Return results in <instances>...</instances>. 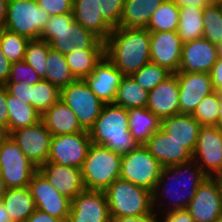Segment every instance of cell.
<instances>
[{
    "instance_id": "cell-1",
    "label": "cell",
    "mask_w": 222,
    "mask_h": 222,
    "mask_svg": "<svg viewBox=\"0 0 222 222\" xmlns=\"http://www.w3.org/2000/svg\"><path fill=\"white\" fill-rule=\"evenodd\" d=\"M206 178L207 176L193 159L178 165L162 167L160 177L152 193L153 210H158L157 213L159 214L187 209L197 188ZM164 196L172 198L168 201L170 203L165 204L164 200L162 201Z\"/></svg>"
},
{
    "instance_id": "cell-2",
    "label": "cell",
    "mask_w": 222,
    "mask_h": 222,
    "mask_svg": "<svg viewBox=\"0 0 222 222\" xmlns=\"http://www.w3.org/2000/svg\"><path fill=\"white\" fill-rule=\"evenodd\" d=\"M106 57L124 75L150 63V32L147 28H114L105 42Z\"/></svg>"
},
{
    "instance_id": "cell-3",
    "label": "cell",
    "mask_w": 222,
    "mask_h": 222,
    "mask_svg": "<svg viewBox=\"0 0 222 222\" xmlns=\"http://www.w3.org/2000/svg\"><path fill=\"white\" fill-rule=\"evenodd\" d=\"M88 134L93 144L105 146L121 155L139 146L129 131L128 109L115 104L103 105Z\"/></svg>"
},
{
    "instance_id": "cell-4",
    "label": "cell",
    "mask_w": 222,
    "mask_h": 222,
    "mask_svg": "<svg viewBox=\"0 0 222 222\" xmlns=\"http://www.w3.org/2000/svg\"><path fill=\"white\" fill-rule=\"evenodd\" d=\"M39 39L63 55L74 52L75 47L89 50L99 40L74 20L73 13L51 16Z\"/></svg>"
},
{
    "instance_id": "cell-5",
    "label": "cell",
    "mask_w": 222,
    "mask_h": 222,
    "mask_svg": "<svg viewBox=\"0 0 222 222\" xmlns=\"http://www.w3.org/2000/svg\"><path fill=\"white\" fill-rule=\"evenodd\" d=\"M121 160V154L92 143L81 169L85 189L105 191L120 178Z\"/></svg>"
},
{
    "instance_id": "cell-6",
    "label": "cell",
    "mask_w": 222,
    "mask_h": 222,
    "mask_svg": "<svg viewBox=\"0 0 222 222\" xmlns=\"http://www.w3.org/2000/svg\"><path fill=\"white\" fill-rule=\"evenodd\" d=\"M110 217L143 216L150 214L152 193L121 178L105 191Z\"/></svg>"
},
{
    "instance_id": "cell-7",
    "label": "cell",
    "mask_w": 222,
    "mask_h": 222,
    "mask_svg": "<svg viewBox=\"0 0 222 222\" xmlns=\"http://www.w3.org/2000/svg\"><path fill=\"white\" fill-rule=\"evenodd\" d=\"M50 15L36 0H8L5 29L29 40L39 39Z\"/></svg>"
},
{
    "instance_id": "cell-8",
    "label": "cell",
    "mask_w": 222,
    "mask_h": 222,
    "mask_svg": "<svg viewBox=\"0 0 222 222\" xmlns=\"http://www.w3.org/2000/svg\"><path fill=\"white\" fill-rule=\"evenodd\" d=\"M162 166L144 145L122 155L120 178L153 193Z\"/></svg>"
},
{
    "instance_id": "cell-9",
    "label": "cell",
    "mask_w": 222,
    "mask_h": 222,
    "mask_svg": "<svg viewBox=\"0 0 222 222\" xmlns=\"http://www.w3.org/2000/svg\"><path fill=\"white\" fill-rule=\"evenodd\" d=\"M38 168L8 135L0 145V174L7 188L28 187Z\"/></svg>"
},
{
    "instance_id": "cell-10",
    "label": "cell",
    "mask_w": 222,
    "mask_h": 222,
    "mask_svg": "<svg viewBox=\"0 0 222 222\" xmlns=\"http://www.w3.org/2000/svg\"><path fill=\"white\" fill-rule=\"evenodd\" d=\"M60 100L75 113L86 131L93 126L104 105L84 79H76L61 88Z\"/></svg>"
},
{
    "instance_id": "cell-11",
    "label": "cell",
    "mask_w": 222,
    "mask_h": 222,
    "mask_svg": "<svg viewBox=\"0 0 222 222\" xmlns=\"http://www.w3.org/2000/svg\"><path fill=\"white\" fill-rule=\"evenodd\" d=\"M91 144L88 131L52 136L47 161L82 169Z\"/></svg>"
},
{
    "instance_id": "cell-12",
    "label": "cell",
    "mask_w": 222,
    "mask_h": 222,
    "mask_svg": "<svg viewBox=\"0 0 222 222\" xmlns=\"http://www.w3.org/2000/svg\"><path fill=\"white\" fill-rule=\"evenodd\" d=\"M193 160L207 177H218L222 173V127L201 126Z\"/></svg>"
},
{
    "instance_id": "cell-13",
    "label": "cell",
    "mask_w": 222,
    "mask_h": 222,
    "mask_svg": "<svg viewBox=\"0 0 222 222\" xmlns=\"http://www.w3.org/2000/svg\"><path fill=\"white\" fill-rule=\"evenodd\" d=\"M187 210L194 222H217L222 216L221 179L207 177L197 188Z\"/></svg>"
},
{
    "instance_id": "cell-14",
    "label": "cell",
    "mask_w": 222,
    "mask_h": 222,
    "mask_svg": "<svg viewBox=\"0 0 222 222\" xmlns=\"http://www.w3.org/2000/svg\"><path fill=\"white\" fill-rule=\"evenodd\" d=\"M28 188L36 209L67 221L72 200L60 194L38 170L32 175Z\"/></svg>"
},
{
    "instance_id": "cell-15",
    "label": "cell",
    "mask_w": 222,
    "mask_h": 222,
    "mask_svg": "<svg viewBox=\"0 0 222 222\" xmlns=\"http://www.w3.org/2000/svg\"><path fill=\"white\" fill-rule=\"evenodd\" d=\"M10 136L37 168L47 162L52 134L42 121L36 125L18 129Z\"/></svg>"
},
{
    "instance_id": "cell-16",
    "label": "cell",
    "mask_w": 222,
    "mask_h": 222,
    "mask_svg": "<svg viewBox=\"0 0 222 222\" xmlns=\"http://www.w3.org/2000/svg\"><path fill=\"white\" fill-rule=\"evenodd\" d=\"M66 222H111L105 192L83 190L71 201Z\"/></svg>"
},
{
    "instance_id": "cell-17",
    "label": "cell",
    "mask_w": 222,
    "mask_h": 222,
    "mask_svg": "<svg viewBox=\"0 0 222 222\" xmlns=\"http://www.w3.org/2000/svg\"><path fill=\"white\" fill-rule=\"evenodd\" d=\"M179 82V113L193 114L204 97L214 92L209 73L177 72Z\"/></svg>"
},
{
    "instance_id": "cell-18",
    "label": "cell",
    "mask_w": 222,
    "mask_h": 222,
    "mask_svg": "<svg viewBox=\"0 0 222 222\" xmlns=\"http://www.w3.org/2000/svg\"><path fill=\"white\" fill-rule=\"evenodd\" d=\"M182 42L177 31L150 32V61L177 73L180 67Z\"/></svg>"
},
{
    "instance_id": "cell-19",
    "label": "cell",
    "mask_w": 222,
    "mask_h": 222,
    "mask_svg": "<svg viewBox=\"0 0 222 222\" xmlns=\"http://www.w3.org/2000/svg\"><path fill=\"white\" fill-rule=\"evenodd\" d=\"M218 60L217 48L202 37L182 44L181 61L178 72L210 73Z\"/></svg>"
},
{
    "instance_id": "cell-20",
    "label": "cell",
    "mask_w": 222,
    "mask_h": 222,
    "mask_svg": "<svg viewBox=\"0 0 222 222\" xmlns=\"http://www.w3.org/2000/svg\"><path fill=\"white\" fill-rule=\"evenodd\" d=\"M125 75L106 57L96 64L84 80L103 104H113L118 86Z\"/></svg>"
},
{
    "instance_id": "cell-21",
    "label": "cell",
    "mask_w": 222,
    "mask_h": 222,
    "mask_svg": "<svg viewBox=\"0 0 222 222\" xmlns=\"http://www.w3.org/2000/svg\"><path fill=\"white\" fill-rule=\"evenodd\" d=\"M38 171L62 195L73 200L85 190L81 169L45 162Z\"/></svg>"
},
{
    "instance_id": "cell-22",
    "label": "cell",
    "mask_w": 222,
    "mask_h": 222,
    "mask_svg": "<svg viewBox=\"0 0 222 222\" xmlns=\"http://www.w3.org/2000/svg\"><path fill=\"white\" fill-rule=\"evenodd\" d=\"M144 146L162 167L178 165L193 159V154L183 146V143L170 137L161 128Z\"/></svg>"
},
{
    "instance_id": "cell-23",
    "label": "cell",
    "mask_w": 222,
    "mask_h": 222,
    "mask_svg": "<svg viewBox=\"0 0 222 222\" xmlns=\"http://www.w3.org/2000/svg\"><path fill=\"white\" fill-rule=\"evenodd\" d=\"M179 82L176 73L148 92L147 108L160 120L179 114Z\"/></svg>"
},
{
    "instance_id": "cell-24",
    "label": "cell",
    "mask_w": 222,
    "mask_h": 222,
    "mask_svg": "<svg viewBox=\"0 0 222 222\" xmlns=\"http://www.w3.org/2000/svg\"><path fill=\"white\" fill-rule=\"evenodd\" d=\"M74 20L102 42H106L112 28L104 21L99 11L98 0H73Z\"/></svg>"
},
{
    "instance_id": "cell-25",
    "label": "cell",
    "mask_w": 222,
    "mask_h": 222,
    "mask_svg": "<svg viewBox=\"0 0 222 222\" xmlns=\"http://www.w3.org/2000/svg\"><path fill=\"white\" fill-rule=\"evenodd\" d=\"M160 128L193 154L201 125L192 114L179 113L162 119Z\"/></svg>"
},
{
    "instance_id": "cell-26",
    "label": "cell",
    "mask_w": 222,
    "mask_h": 222,
    "mask_svg": "<svg viewBox=\"0 0 222 222\" xmlns=\"http://www.w3.org/2000/svg\"><path fill=\"white\" fill-rule=\"evenodd\" d=\"M41 121L52 136L86 131L81 127L75 113L61 100L41 115Z\"/></svg>"
},
{
    "instance_id": "cell-27",
    "label": "cell",
    "mask_w": 222,
    "mask_h": 222,
    "mask_svg": "<svg viewBox=\"0 0 222 222\" xmlns=\"http://www.w3.org/2000/svg\"><path fill=\"white\" fill-rule=\"evenodd\" d=\"M105 55V43L98 40L89 50L75 47V51L65 55L70 71L76 79H85Z\"/></svg>"
},
{
    "instance_id": "cell-28",
    "label": "cell",
    "mask_w": 222,
    "mask_h": 222,
    "mask_svg": "<svg viewBox=\"0 0 222 222\" xmlns=\"http://www.w3.org/2000/svg\"><path fill=\"white\" fill-rule=\"evenodd\" d=\"M164 0H125L118 27L146 28Z\"/></svg>"
},
{
    "instance_id": "cell-29",
    "label": "cell",
    "mask_w": 222,
    "mask_h": 222,
    "mask_svg": "<svg viewBox=\"0 0 222 222\" xmlns=\"http://www.w3.org/2000/svg\"><path fill=\"white\" fill-rule=\"evenodd\" d=\"M1 202L5 206L11 222H25L36 210L28 187L7 188Z\"/></svg>"
},
{
    "instance_id": "cell-30",
    "label": "cell",
    "mask_w": 222,
    "mask_h": 222,
    "mask_svg": "<svg viewBox=\"0 0 222 222\" xmlns=\"http://www.w3.org/2000/svg\"><path fill=\"white\" fill-rule=\"evenodd\" d=\"M129 131L139 145H144L161 127V120L147 107L128 109Z\"/></svg>"
},
{
    "instance_id": "cell-31",
    "label": "cell",
    "mask_w": 222,
    "mask_h": 222,
    "mask_svg": "<svg viewBox=\"0 0 222 222\" xmlns=\"http://www.w3.org/2000/svg\"><path fill=\"white\" fill-rule=\"evenodd\" d=\"M203 10L195 6L179 7L177 34L182 43L202 38L204 33Z\"/></svg>"
},
{
    "instance_id": "cell-32",
    "label": "cell",
    "mask_w": 222,
    "mask_h": 222,
    "mask_svg": "<svg viewBox=\"0 0 222 222\" xmlns=\"http://www.w3.org/2000/svg\"><path fill=\"white\" fill-rule=\"evenodd\" d=\"M7 107L9 112V135L18 129L36 125L41 121V115L32 105L23 103L8 92Z\"/></svg>"
},
{
    "instance_id": "cell-33",
    "label": "cell",
    "mask_w": 222,
    "mask_h": 222,
    "mask_svg": "<svg viewBox=\"0 0 222 222\" xmlns=\"http://www.w3.org/2000/svg\"><path fill=\"white\" fill-rule=\"evenodd\" d=\"M148 102V91L138 85L130 75H125L117 89L113 104L125 109L144 108Z\"/></svg>"
},
{
    "instance_id": "cell-34",
    "label": "cell",
    "mask_w": 222,
    "mask_h": 222,
    "mask_svg": "<svg viewBox=\"0 0 222 222\" xmlns=\"http://www.w3.org/2000/svg\"><path fill=\"white\" fill-rule=\"evenodd\" d=\"M43 79L60 89L76 80L68 67L65 55L52 48L48 50L47 72Z\"/></svg>"
},
{
    "instance_id": "cell-35",
    "label": "cell",
    "mask_w": 222,
    "mask_h": 222,
    "mask_svg": "<svg viewBox=\"0 0 222 222\" xmlns=\"http://www.w3.org/2000/svg\"><path fill=\"white\" fill-rule=\"evenodd\" d=\"M179 7L172 0H164L147 25L149 32L177 31Z\"/></svg>"
},
{
    "instance_id": "cell-36",
    "label": "cell",
    "mask_w": 222,
    "mask_h": 222,
    "mask_svg": "<svg viewBox=\"0 0 222 222\" xmlns=\"http://www.w3.org/2000/svg\"><path fill=\"white\" fill-rule=\"evenodd\" d=\"M29 41L28 38L5 28L0 30V49L11 63L24 60Z\"/></svg>"
},
{
    "instance_id": "cell-37",
    "label": "cell",
    "mask_w": 222,
    "mask_h": 222,
    "mask_svg": "<svg viewBox=\"0 0 222 222\" xmlns=\"http://www.w3.org/2000/svg\"><path fill=\"white\" fill-rule=\"evenodd\" d=\"M61 89L47 80H40L33 85L32 106L42 115L60 100Z\"/></svg>"
},
{
    "instance_id": "cell-38",
    "label": "cell",
    "mask_w": 222,
    "mask_h": 222,
    "mask_svg": "<svg viewBox=\"0 0 222 222\" xmlns=\"http://www.w3.org/2000/svg\"><path fill=\"white\" fill-rule=\"evenodd\" d=\"M172 74L168 69L150 62L130 76L138 85L149 92Z\"/></svg>"
},
{
    "instance_id": "cell-39",
    "label": "cell",
    "mask_w": 222,
    "mask_h": 222,
    "mask_svg": "<svg viewBox=\"0 0 222 222\" xmlns=\"http://www.w3.org/2000/svg\"><path fill=\"white\" fill-rule=\"evenodd\" d=\"M51 47L41 39L30 40L26 47L24 61L32 67L41 79L47 72V55Z\"/></svg>"
},
{
    "instance_id": "cell-40",
    "label": "cell",
    "mask_w": 222,
    "mask_h": 222,
    "mask_svg": "<svg viewBox=\"0 0 222 222\" xmlns=\"http://www.w3.org/2000/svg\"><path fill=\"white\" fill-rule=\"evenodd\" d=\"M203 37L212 44L222 42V7L220 3L207 5L203 10Z\"/></svg>"
},
{
    "instance_id": "cell-41",
    "label": "cell",
    "mask_w": 222,
    "mask_h": 222,
    "mask_svg": "<svg viewBox=\"0 0 222 222\" xmlns=\"http://www.w3.org/2000/svg\"><path fill=\"white\" fill-rule=\"evenodd\" d=\"M219 92L214 91L203 98L192 116L201 126H218Z\"/></svg>"
},
{
    "instance_id": "cell-42",
    "label": "cell",
    "mask_w": 222,
    "mask_h": 222,
    "mask_svg": "<svg viewBox=\"0 0 222 222\" xmlns=\"http://www.w3.org/2000/svg\"><path fill=\"white\" fill-rule=\"evenodd\" d=\"M124 4L125 0H98L101 16L112 29L119 26Z\"/></svg>"
},
{
    "instance_id": "cell-43",
    "label": "cell",
    "mask_w": 222,
    "mask_h": 222,
    "mask_svg": "<svg viewBox=\"0 0 222 222\" xmlns=\"http://www.w3.org/2000/svg\"><path fill=\"white\" fill-rule=\"evenodd\" d=\"M42 80L36 71L24 60L12 63L10 75L7 82H17L34 85Z\"/></svg>"
},
{
    "instance_id": "cell-44",
    "label": "cell",
    "mask_w": 222,
    "mask_h": 222,
    "mask_svg": "<svg viewBox=\"0 0 222 222\" xmlns=\"http://www.w3.org/2000/svg\"><path fill=\"white\" fill-rule=\"evenodd\" d=\"M50 16L72 13L73 0H36Z\"/></svg>"
},
{
    "instance_id": "cell-45",
    "label": "cell",
    "mask_w": 222,
    "mask_h": 222,
    "mask_svg": "<svg viewBox=\"0 0 222 222\" xmlns=\"http://www.w3.org/2000/svg\"><path fill=\"white\" fill-rule=\"evenodd\" d=\"M5 86L10 95L18 98L23 103L32 105L33 85L17 82H6Z\"/></svg>"
},
{
    "instance_id": "cell-46",
    "label": "cell",
    "mask_w": 222,
    "mask_h": 222,
    "mask_svg": "<svg viewBox=\"0 0 222 222\" xmlns=\"http://www.w3.org/2000/svg\"><path fill=\"white\" fill-rule=\"evenodd\" d=\"M7 88L5 84H0V126L9 135V112L7 107Z\"/></svg>"
},
{
    "instance_id": "cell-47",
    "label": "cell",
    "mask_w": 222,
    "mask_h": 222,
    "mask_svg": "<svg viewBox=\"0 0 222 222\" xmlns=\"http://www.w3.org/2000/svg\"><path fill=\"white\" fill-rule=\"evenodd\" d=\"M158 216H160L159 222H194L187 209L163 212V214H159Z\"/></svg>"
},
{
    "instance_id": "cell-48",
    "label": "cell",
    "mask_w": 222,
    "mask_h": 222,
    "mask_svg": "<svg viewBox=\"0 0 222 222\" xmlns=\"http://www.w3.org/2000/svg\"><path fill=\"white\" fill-rule=\"evenodd\" d=\"M111 222H159L157 211H152L150 214L143 216H122L111 217Z\"/></svg>"
},
{
    "instance_id": "cell-49",
    "label": "cell",
    "mask_w": 222,
    "mask_h": 222,
    "mask_svg": "<svg viewBox=\"0 0 222 222\" xmlns=\"http://www.w3.org/2000/svg\"><path fill=\"white\" fill-rule=\"evenodd\" d=\"M213 88L217 92H222V58H218L216 64L210 71Z\"/></svg>"
},
{
    "instance_id": "cell-50",
    "label": "cell",
    "mask_w": 222,
    "mask_h": 222,
    "mask_svg": "<svg viewBox=\"0 0 222 222\" xmlns=\"http://www.w3.org/2000/svg\"><path fill=\"white\" fill-rule=\"evenodd\" d=\"M25 222H66V220L52 217L49 214L36 209Z\"/></svg>"
},
{
    "instance_id": "cell-51",
    "label": "cell",
    "mask_w": 222,
    "mask_h": 222,
    "mask_svg": "<svg viewBox=\"0 0 222 222\" xmlns=\"http://www.w3.org/2000/svg\"><path fill=\"white\" fill-rule=\"evenodd\" d=\"M12 63L5 57L0 49V84H5L10 75Z\"/></svg>"
},
{
    "instance_id": "cell-52",
    "label": "cell",
    "mask_w": 222,
    "mask_h": 222,
    "mask_svg": "<svg viewBox=\"0 0 222 222\" xmlns=\"http://www.w3.org/2000/svg\"><path fill=\"white\" fill-rule=\"evenodd\" d=\"M178 7L195 6L198 8H205L207 5H213L220 0H172Z\"/></svg>"
},
{
    "instance_id": "cell-53",
    "label": "cell",
    "mask_w": 222,
    "mask_h": 222,
    "mask_svg": "<svg viewBox=\"0 0 222 222\" xmlns=\"http://www.w3.org/2000/svg\"><path fill=\"white\" fill-rule=\"evenodd\" d=\"M8 0H0V30L5 27Z\"/></svg>"
},
{
    "instance_id": "cell-54",
    "label": "cell",
    "mask_w": 222,
    "mask_h": 222,
    "mask_svg": "<svg viewBox=\"0 0 222 222\" xmlns=\"http://www.w3.org/2000/svg\"><path fill=\"white\" fill-rule=\"evenodd\" d=\"M0 222H11L5 206L0 201Z\"/></svg>"
},
{
    "instance_id": "cell-55",
    "label": "cell",
    "mask_w": 222,
    "mask_h": 222,
    "mask_svg": "<svg viewBox=\"0 0 222 222\" xmlns=\"http://www.w3.org/2000/svg\"><path fill=\"white\" fill-rule=\"evenodd\" d=\"M219 108L218 126L222 127V92H219Z\"/></svg>"
},
{
    "instance_id": "cell-56",
    "label": "cell",
    "mask_w": 222,
    "mask_h": 222,
    "mask_svg": "<svg viewBox=\"0 0 222 222\" xmlns=\"http://www.w3.org/2000/svg\"><path fill=\"white\" fill-rule=\"evenodd\" d=\"M6 190H7L6 184L0 174V201H1L2 197L4 196Z\"/></svg>"
},
{
    "instance_id": "cell-57",
    "label": "cell",
    "mask_w": 222,
    "mask_h": 222,
    "mask_svg": "<svg viewBox=\"0 0 222 222\" xmlns=\"http://www.w3.org/2000/svg\"><path fill=\"white\" fill-rule=\"evenodd\" d=\"M8 136L7 131L0 126V145L4 141V139Z\"/></svg>"
},
{
    "instance_id": "cell-58",
    "label": "cell",
    "mask_w": 222,
    "mask_h": 222,
    "mask_svg": "<svg viewBox=\"0 0 222 222\" xmlns=\"http://www.w3.org/2000/svg\"><path fill=\"white\" fill-rule=\"evenodd\" d=\"M217 48V56L218 58H222V42L216 45Z\"/></svg>"
},
{
    "instance_id": "cell-59",
    "label": "cell",
    "mask_w": 222,
    "mask_h": 222,
    "mask_svg": "<svg viewBox=\"0 0 222 222\" xmlns=\"http://www.w3.org/2000/svg\"><path fill=\"white\" fill-rule=\"evenodd\" d=\"M217 222H222V216L219 217Z\"/></svg>"
},
{
    "instance_id": "cell-60",
    "label": "cell",
    "mask_w": 222,
    "mask_h": 222,
    "mask_svg": "<svg viewBox=\"0 0 222 222\" xmlns=\"http://www.w3.org/2000/svg\"><path fill=\"white\" fill-rule=\"evenodd\" d=\"M219 179H222V173L218 176Z\"/></svg>"
}]
</instances>
